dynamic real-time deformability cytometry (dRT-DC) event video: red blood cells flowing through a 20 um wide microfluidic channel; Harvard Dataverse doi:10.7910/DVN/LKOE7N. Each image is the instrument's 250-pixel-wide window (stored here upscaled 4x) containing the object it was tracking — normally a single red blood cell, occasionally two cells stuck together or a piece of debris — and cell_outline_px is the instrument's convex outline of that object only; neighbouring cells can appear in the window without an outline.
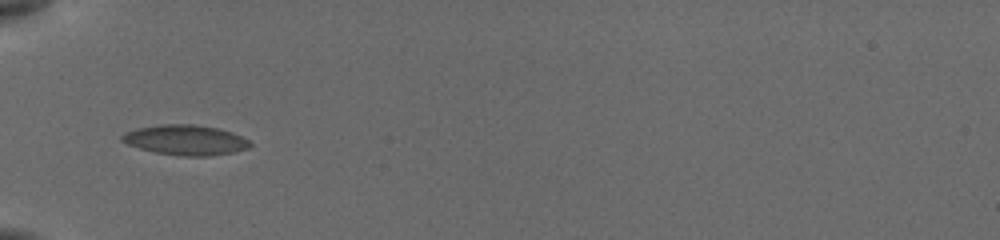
{"species": "common noctule bat (a hibernating species)", "species_latin": "Nyctalus noctula", "temperature_condition": "cold", "stored_images_in_passage": 18, "camera_frame_rate_fps": 3000, "um_per_image_px": 0.085, "animal": {"sex": "female", "body_mass_g": 19.5, "forearm_length_mm": 54.1}, "frame": {"image": 1, "passage_image": 11, "time_ms": 6.667, "image_size_px": [1000, 240], "cell_outline_px": [[252, 144], [248, 148], [232, 152], [208, 156], [184, 156], [156, 152], [140, 148], [128, 144], [120, 140], [120, 136], [124, 132], [136, 128], [160, 124], [196, 124], [216, 128], [232, 132], [248, 140]], "centroid_in_image_um": [15.74, 11.89], "position_along_channel_um": 69.3, "area_um2": 22.37}}